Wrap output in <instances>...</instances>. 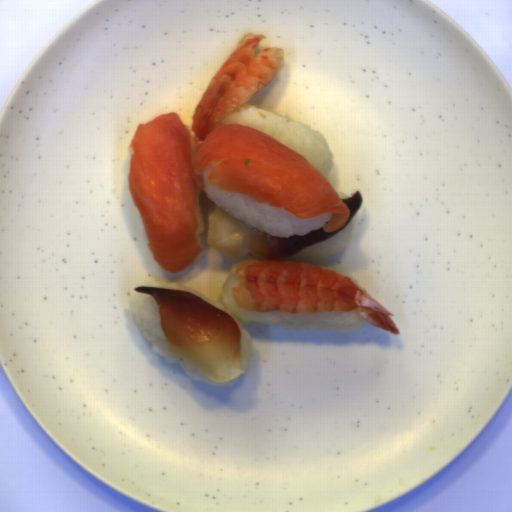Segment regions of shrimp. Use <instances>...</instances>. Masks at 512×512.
Masks as SVG:
<instances>
[{
    "mask_svg": "<svg viewBox=\"0 0 512 512\" xmlns=\"http://www.w3.org/2000/svg\"><path fill=\"white\" fill-rule=\"evenodd\" d=\"M237 274L231 295L246 312H352L393 334V316L347 275L324 266L285 260H246L233 264Z\"/></svg>",
    "mask_w": 512,
    "mask_h": 512,
    "instance_id": "1",
    "label": "shrimp"
},
{
    "mask_svg": "<svg viewBox=\"0 0 512 512\" xmlns=\"http://www.w3.org/2000/svg\"><path fill=\"white\" fill-rule=\"evenodd\" d=\"M267 36L249 33L216 71L192 111L196 149L225 117L267 87L284 67L285 49H260Z\"/></svg>",
    "mask_w": 512,
    "mask_h": 512,
    "instance_id": "2",
    "label": "shrimp"
}]
</instances>
